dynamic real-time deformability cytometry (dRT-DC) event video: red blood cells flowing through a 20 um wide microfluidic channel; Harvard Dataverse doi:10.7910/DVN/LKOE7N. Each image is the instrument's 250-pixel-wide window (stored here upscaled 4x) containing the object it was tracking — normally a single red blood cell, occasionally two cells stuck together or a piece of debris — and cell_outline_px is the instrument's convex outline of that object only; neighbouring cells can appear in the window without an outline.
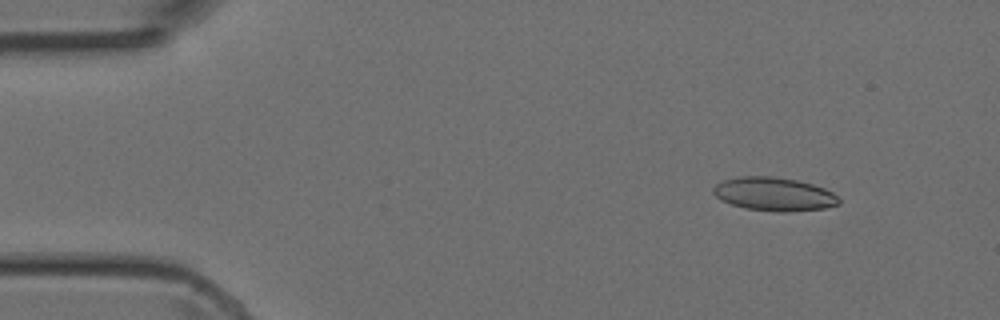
{"species": "Egyptian fruit bat (a non-hibernating species)", "species_latin": "Rousettus aegyptiacus", "temperature_condition": "room temperature", "stored_images_in_passage": 3, "camera_frame_rate_fps": 3000, "um_per_image_px": 0.085, "animal": {"sex": "female"}, "frame": {"image": 1, "passage_image": 1, "time_ms": 0.0, "image_size_px": [1000, 320], "cell_outline_px": [[840, 204], [824, 208], [784, 212], [776, 212], [744, 208], [720, 200], [712, 192], [712, 188], [716, 184], [724, 180], [744, 176], [772, 176], [796, 180], [812, 184], [824, 188], [832, 192], [840, 200]], "centroid_in_image_um": [65.78, 16.5], "position_along_channel_um": 19.2, "area_um2": 24.45}}